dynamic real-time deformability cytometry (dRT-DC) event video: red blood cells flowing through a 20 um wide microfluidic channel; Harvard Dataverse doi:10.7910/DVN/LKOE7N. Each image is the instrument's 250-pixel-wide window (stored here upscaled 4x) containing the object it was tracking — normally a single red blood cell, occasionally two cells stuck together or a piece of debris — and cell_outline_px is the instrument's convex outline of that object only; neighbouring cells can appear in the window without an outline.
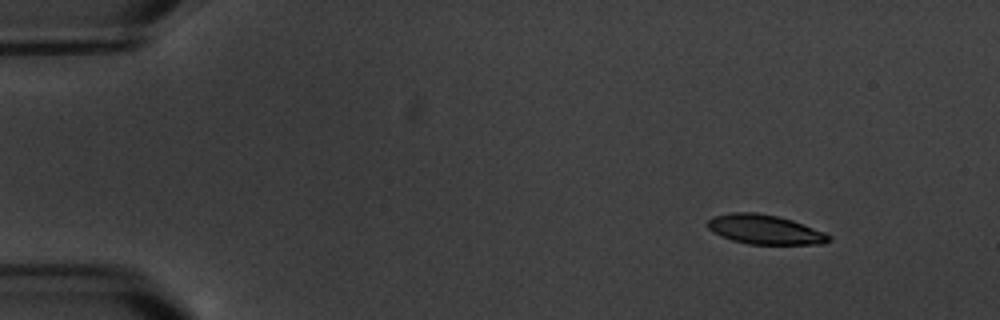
{"species": "common noctule bat (a hibernating species)", "species_latin": "Nyctalus noctula", "temperature_condition": "warm", "stored_images_in_passage": 3, "camera_frame_rate_fps": 3000, "um_per_image_px": 0.085, "animal": {"sex": "male", "body_mass_g": 20.1, "forearm_length_mm": 53.5}, "frame": {"image": 1, "passage_image": 1, "time_ms": 0.0, "image_size_px": [1000, 320], "cell_outline_px": [[832, 240], [824, 244], [748, 244], [732, 240], [720, 236], [712, 232], [708, 228], [708, 220], [712, 216], [732, 212], [756, 212], [776, 216], [792, 220], [824, 232], [832, 236]], "centroid_in_image_um": [65.0, 19.51], "position_along_channel_um": 20.0, "area_um2": 20.87}}